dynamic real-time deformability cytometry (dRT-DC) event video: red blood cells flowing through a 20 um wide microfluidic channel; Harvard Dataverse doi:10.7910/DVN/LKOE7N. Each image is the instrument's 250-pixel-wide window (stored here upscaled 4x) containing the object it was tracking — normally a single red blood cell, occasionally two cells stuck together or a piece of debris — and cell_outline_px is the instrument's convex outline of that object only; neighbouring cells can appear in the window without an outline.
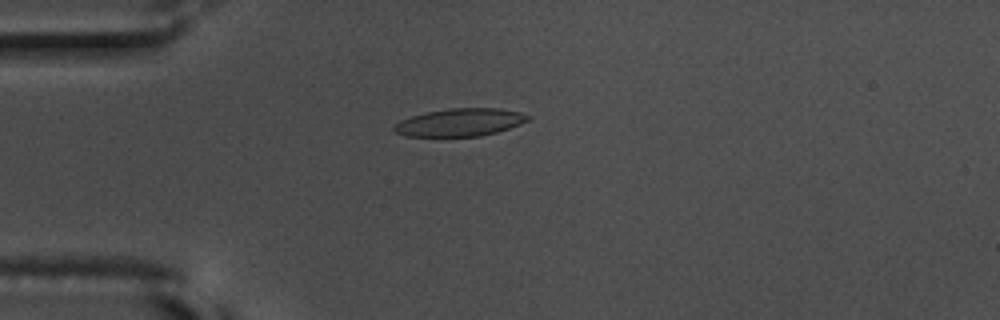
{"species": "common noctule bat (a hibernating species)", "species_latin": "Nyctalus noctula", "temperature_condition": "warm", "stored_images_in_passage": 56, "camera_frame_rate_fps": 3000, "um_per_image_px": 0.085, "animal": {"sex": "male", "body_mass_g": 17.5, "forearm_length_mm": 52.3}, "frame": {"image": 1, "passage_image": 15, "time_ms": 4.667, "image_size_px": [1000, 320], "cell_outline_px": [[532, 116], [528, 120], [520, 124], [496, 132], [480, 136], [404, 136], [396, 132], [392, 128], [400, 120], [412, 116], [428, 112], [452, 108], [500, 108], [520, 112]], "centroid_in_image_um": [39.11, 10.4], "position_along_channel_um": 45.9, "area_um2": 21.44}}
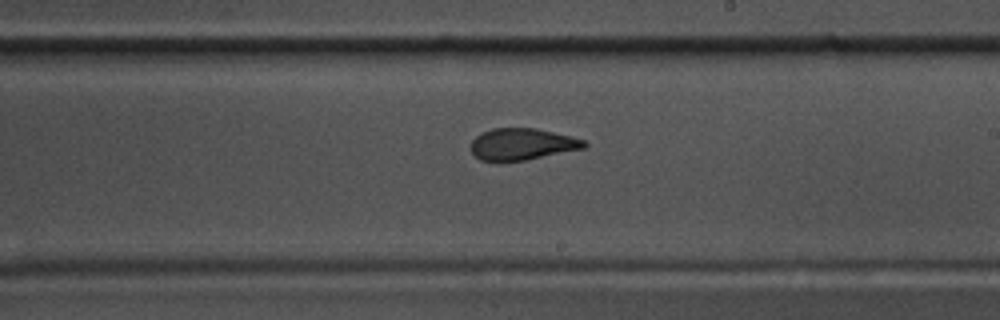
{"frame": {"image": 2, "passage_image": 33, "time_ms": 10.667, "image_size_px": [1000, 320], "cell_outline_px": [[588, 144], [584, 148], [524, 160], [480, 160], [472, 152], [472, 140], [476, 136], [492, 128], [536, 128], [572, 136], [584, 140]], "centroid_in_image_um": [44.41, 12.23], "position_along_channel_um": 244.6, "area_um2": 20.52}}
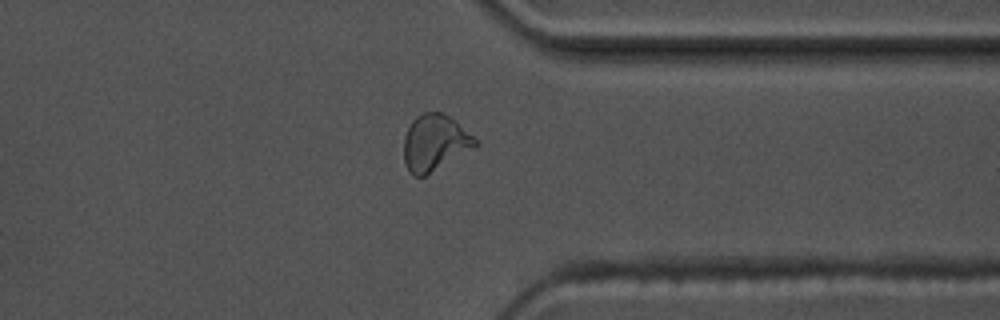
{"frame": {"image": 3, "passage_image": 44, "time_ms": 14.333, "image_size_px": [1000, 320], "cell_outline_px": [[480, 144], [476, 148], [424, 176], [412, 176], [408, 172], [404, 160], [404, 136], [412, 120], [416, 116], [424, 112], [444, 112], [456, 120]], "centroid_in_image_um": [36.96, 12.13], "position_along_channel_um": 374.4, "area_um2": 23.64}, "authors_computed_cell_mechanics": {"area_um2": 21.7039, "velocity_mm_per_s": 3.6256, "shape_relaxation_time_tau1_ms": 7.2127, "shape_relaxation_time_tau2_ms": 1.4452, "deformation_change_tau1": 0.2148, "deformation_change_tau2": 0.0895}}